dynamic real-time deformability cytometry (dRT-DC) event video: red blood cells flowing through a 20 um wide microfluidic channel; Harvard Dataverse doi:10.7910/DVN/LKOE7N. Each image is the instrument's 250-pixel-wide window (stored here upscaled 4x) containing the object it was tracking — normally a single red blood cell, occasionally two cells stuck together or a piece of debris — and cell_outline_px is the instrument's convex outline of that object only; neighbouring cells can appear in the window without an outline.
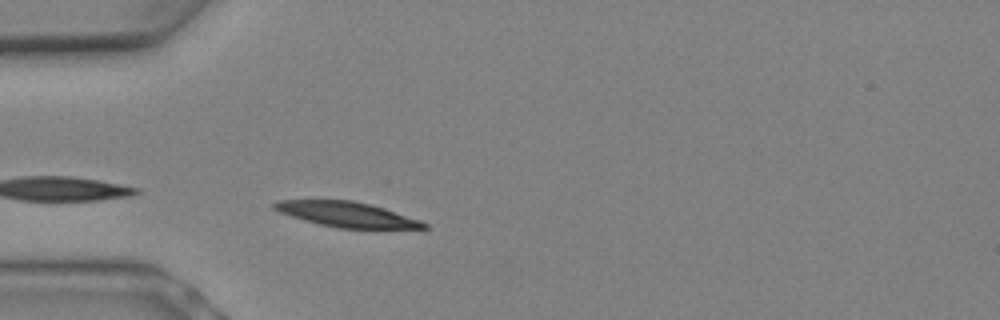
{"species": "Egyptian fruit bat (a non-hibernating species)", "species_latin": "Rousettus aegyptiacus", "temperature_condition": "warm", "stored_images_in_passage": 6, "camera_frame_rate_fps": 3000, "um_per_image_px": 0.085, "animal": {"sex": "female"}, "frame": {"image": 1, "passage_image": 3, "time_ms": 0.667, "image_size_px": [1000, 320], "cell_outline_px": [[428, 228], [340, 228], [320, 224], [304, 220], [280, 212], [272, 208], [272, 204], [276, 200], [352, 200], [384, 208], [420, 220], [428, 224]], "centroid_in_image_um": [29.45, 18.22], "position_along_channel_um": 55.5, "area_um2": 21.56}}
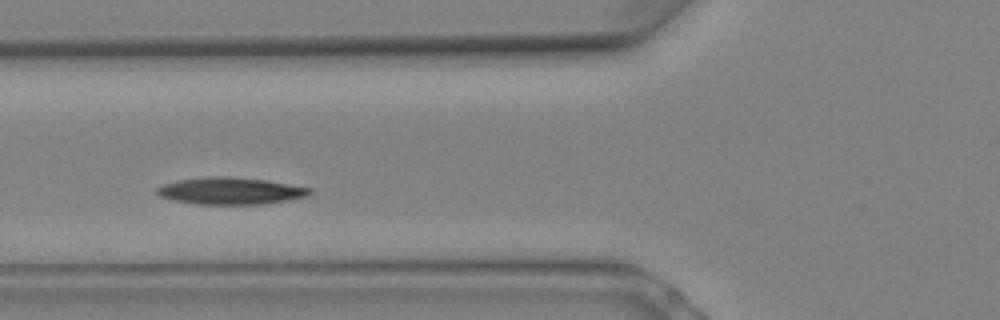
{"frame": {"image": 2, "passage_image": 5, "time_ms": 1.333, "image_size_px": [1000, 320], "cell_outline_px": [[312, 192], [308, 196], [288, 200], [264, 204], [196, 204], [176, 200], [160, 196], [156, 192], [156, 188], [160, 184], [176, 180], [208, 176], [228, 176], [264, 180], [312, 188]], "centroid_in_image_um": [19.57, 16.22], "position_along_channel_um": 106.2, "area_um2": 24.04}}